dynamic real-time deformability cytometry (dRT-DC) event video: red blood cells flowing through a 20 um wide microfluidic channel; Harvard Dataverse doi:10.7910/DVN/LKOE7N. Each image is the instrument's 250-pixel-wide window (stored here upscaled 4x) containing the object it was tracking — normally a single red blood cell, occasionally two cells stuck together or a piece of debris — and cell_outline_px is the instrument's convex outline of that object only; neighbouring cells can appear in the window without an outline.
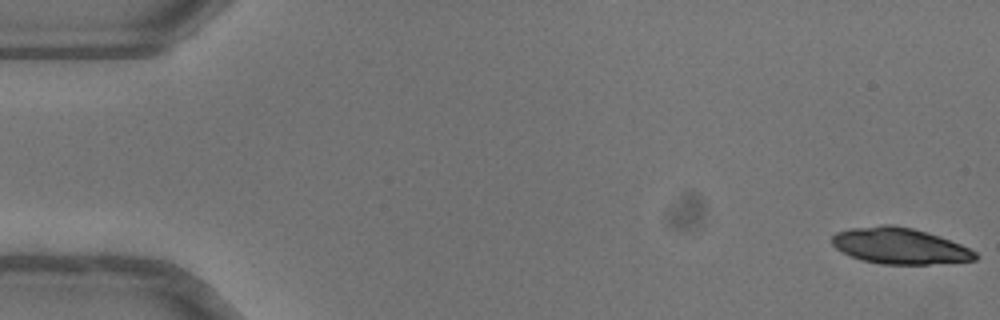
{"species": "common noctule bat (a hibernating species)", "species_latin": "Nyctalus noctula", "temperature_condition": "warm", "stored_images_in_passage": 17, "camera_frame_rate_fps": 3000, "um_per_image_px": 0.085, "animal": {"sex": "female"}, "frame": {"image": 1, "passage_image": 1, "time_ms": 0.0, "image_size_px": [1000, 320], "cell_outline_px": [[976, 260], [928, 264], [880, 264], [860, 260], [836, 248], [832, 244], [832, 236], [836, 232], [848, 228], [880, 224], [892, 224], [912, 228], [940, 236], [960, 244], [976, 252]], "centroid_in_image_um": [76.44, 20.89], "position_along_channel_um": 8.6, "area_um2": 30.11}}
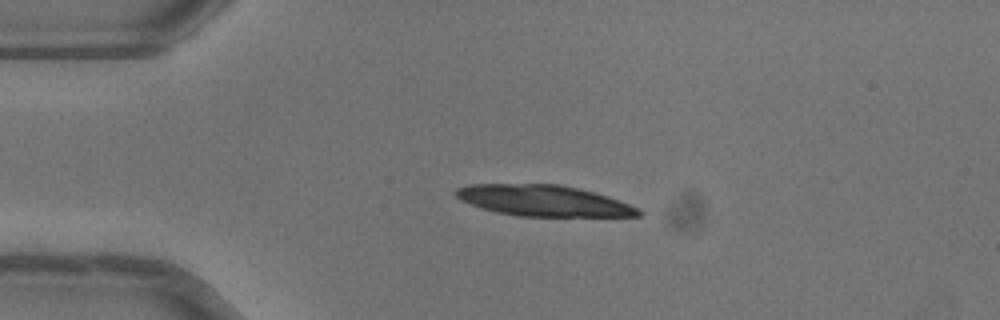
{"frame": {"image": 2, "passage_image": 12, "time_ms": 3.667, "image_size_px": [1000, 320], "cell_outline_px": [[644, 212], [640, 216], [516, 216], [496, 212], [460, 200], [452, 192], [456, 188], [468, 184], [560, 184], [608, 196], [640, 208]], "centroid_in_image_um": [46.2, 17.05], "position_along_channel_um": 38.8, "area_um2": 32.95}}